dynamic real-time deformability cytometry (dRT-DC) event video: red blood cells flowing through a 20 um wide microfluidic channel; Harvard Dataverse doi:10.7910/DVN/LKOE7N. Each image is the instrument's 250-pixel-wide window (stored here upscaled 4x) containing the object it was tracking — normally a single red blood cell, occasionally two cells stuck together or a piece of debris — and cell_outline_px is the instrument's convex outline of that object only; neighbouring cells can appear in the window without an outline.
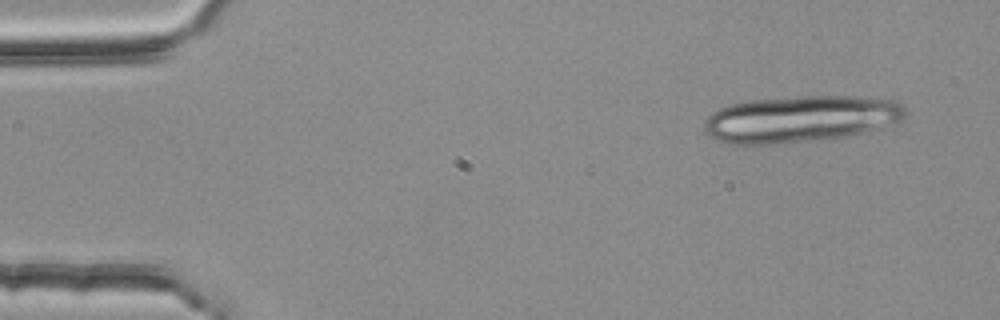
{"species": "common noctule bat (a hibernating species)", "species_latin": "Nyctalus noctula", "temperature_condition": "room temperature", "stored_images_in_passage": 4, "camera_frame_rate_fps": 3000, "um_per_image_px": 0.085, "animal": {"sex": "female", "body_mass_g": 25.1}, "frame": {"image": 1, "passage_image": 1, "time_ms": 0.0, "image_size_px": [1000, 320], "cell_outline_px": [[908, 112], [900, 120], [880, 128], [864, 132], [816, 140], [788, 144], [728, 144], [716, 140], [704, 128], [704, 120], [712, 112], [720, 108], [732, 104], [752, 100], [800, 96], [856, 96], [896, 100]], "centroid_in_image_um": [68.03, 10.11], "position_along_channel_um": 17.0, "area_um2": 54.56}}